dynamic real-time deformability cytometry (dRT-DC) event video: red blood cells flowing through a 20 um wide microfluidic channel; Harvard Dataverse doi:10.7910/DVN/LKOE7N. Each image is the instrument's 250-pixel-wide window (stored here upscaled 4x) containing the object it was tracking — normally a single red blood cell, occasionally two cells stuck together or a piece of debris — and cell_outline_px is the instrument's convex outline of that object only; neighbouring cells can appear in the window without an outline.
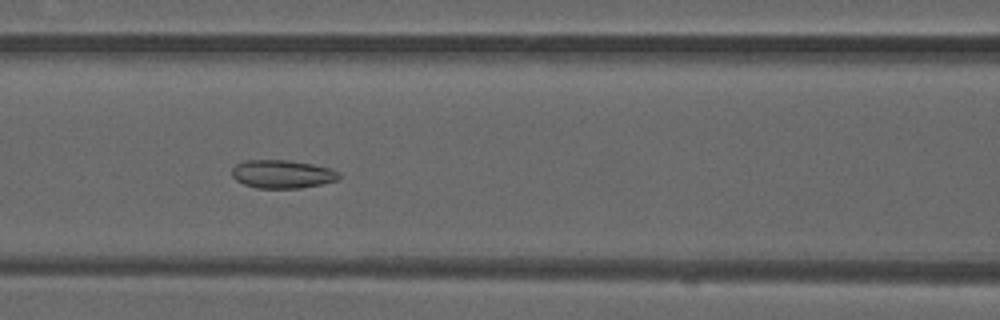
{"species": "common noctule bat (a hibernating species)", "species_latin": "Nyctalus noctula", "temperature_condition": "warm", "stored_images_in_passage": 30, "camera_frame_rate_fps": 3000, "um_per_image_px": 0.085, "animal": {"sex": "male", "forearm_length_mm": 52.5}, "frame": {"image": 1, "passage_image": 9, "time_ms": 2.667, "image_size_px": [1000, 320], "cell_outline_px": [[340, 176], [336, 180], [320, 184], [300, 188], [256, 188], [244, 184], [236, 180], [232, 176], [232, 168], [236, 164], [244, 160], [288, 160], [312, 164], [332, 168], [340, 172]], "centroid_in_image_um": [23.98, 14.79], "position_along_channel_um": 142.6, "area_um2": 17.69}}
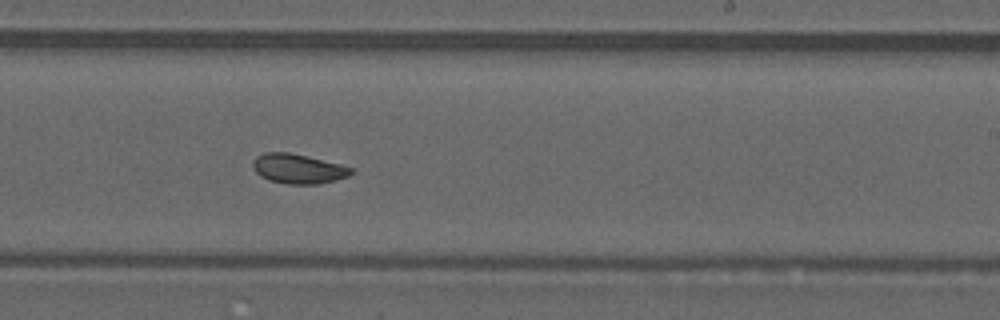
{"frame": {"image": 2, "passage_image": 18, "time_ms": 5.667, "image_size_px": [1000, 320], "cell_outline_px": [[352, 172], [348, 176], [336, 180], [320, 184], [288, 184], [268, 180], [260, 176], [256, 172], [252, 164], [252, 160], [256, 156], [264, 152], [288, 152], [340, 164], [352, 168]], "centroid_in_image_um": [25.31, 14.35], "position_along_channel_um": 263.7, "area_um2": 16.94}}
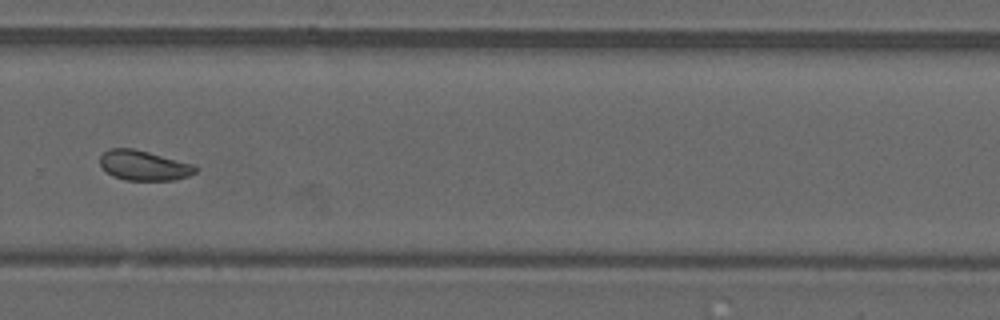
{"frame": {"image": 3, "passage_image": 22, "time_ms": 7.0, "image_size_px": [1000, 320], "cell_outline_px": [[196, 172], [188, 176], [176, 180], [124, 180], [112, 176], [100, 164], [100, 156], [108, 148], [132, 148], [196, 164]], "centroid_in_image_um": [12.24, 14.06], "position_along_channel_um": 317.6, "area_um2": 16.7}, "authors_computed_cell_mechanics": {"area_um2": 16.9354, "velocity_mm_per_s": 4.0552, "shape_relaxation_time_tau1_ms": null, "shape_relaxation_time_tau2_ms": 1.5116, "deformation_change_tau1": null, "deformation_change_tau2": 0.0629}}